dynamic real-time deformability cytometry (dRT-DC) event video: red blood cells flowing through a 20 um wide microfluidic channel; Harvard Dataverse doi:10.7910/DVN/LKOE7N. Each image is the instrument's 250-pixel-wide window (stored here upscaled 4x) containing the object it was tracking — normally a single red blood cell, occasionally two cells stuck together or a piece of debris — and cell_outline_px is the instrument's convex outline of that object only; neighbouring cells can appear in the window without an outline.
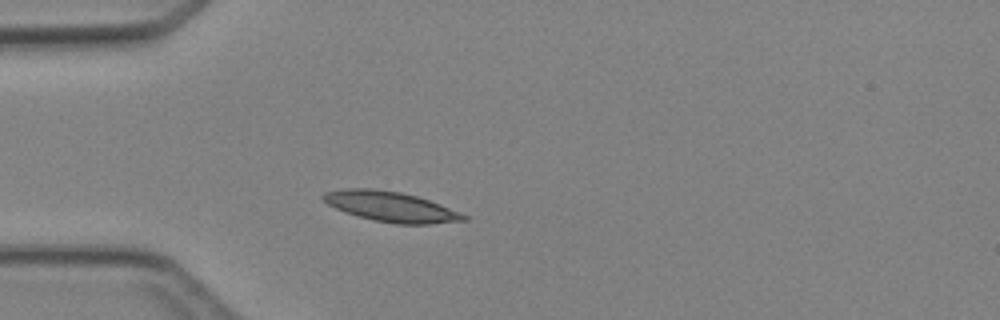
{"species": "Egyptian fruit bat (a non-hibernating species)", "species_latin": "Rousettus aegyptiacus", "temperature_condition": "cold", "stored_images_in_passage": 2, "camera_frame_rate_fps": 3000, "um_per_image_px": 0.085, "animal": {"sex": "female"}, "frame": {"image": 1, "passage_image": 2, "time_ms": 1.333, "image_size_px": [1000, 320], "cell_outline_px": [[468, 220], [428, 224], [396, 224], [372, 220], [356, 216], [336, 208], [328, 204], [320, 196], [324, 192], [348, 188], [372, 188], [400, 192], [416, 196], [440, 204], [460, 212], [468, 216]], "centroid_in_image_um": [33.22, 17.57], "position_along_channel_um": 51.8, "area_um2": 24.62}}